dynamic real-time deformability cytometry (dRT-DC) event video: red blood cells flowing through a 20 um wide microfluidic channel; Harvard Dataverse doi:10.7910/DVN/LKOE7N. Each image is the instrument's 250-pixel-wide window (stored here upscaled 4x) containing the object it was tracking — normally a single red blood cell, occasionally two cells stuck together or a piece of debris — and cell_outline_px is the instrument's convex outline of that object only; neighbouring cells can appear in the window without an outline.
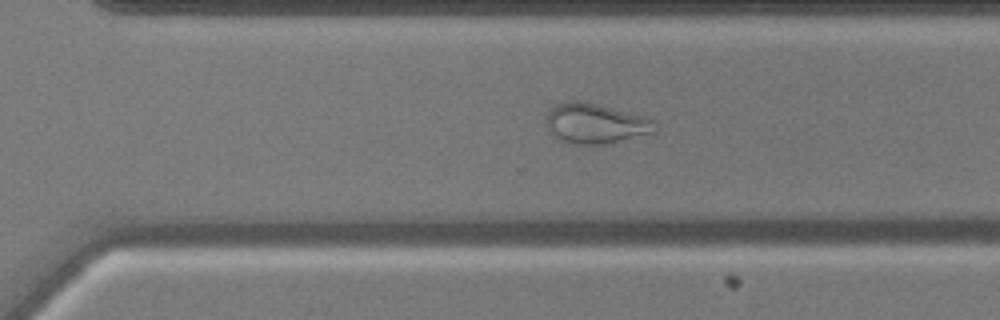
{"species": "common noctule bat (a hibernating species)", "species_latin": "Nyctalus noctula", "temperature_condition": "cold", "stored_images_in_passage": 31, "segment_of_instrument_passage": [2, 2], "camera_frame_rate_fps": 3000, "um_per_image_px": 0.085, "animal": {"sex": "male", "body_mass_g": 17.9, "forearm_length_mm": 54.2}, "frame": {"image": 1, "passage_image": 30, "time_ms": 9.667, "image_size_px": [1000, 320], "cell_outline_px": [[224, 244], [124, 244], [132, 228], [200, 224], [216, 224], [224, 228]], "centroid_in_image_um": [15.1, 19.97], "position_along_channel_um": 355.5, "area_um2": 12.66}}